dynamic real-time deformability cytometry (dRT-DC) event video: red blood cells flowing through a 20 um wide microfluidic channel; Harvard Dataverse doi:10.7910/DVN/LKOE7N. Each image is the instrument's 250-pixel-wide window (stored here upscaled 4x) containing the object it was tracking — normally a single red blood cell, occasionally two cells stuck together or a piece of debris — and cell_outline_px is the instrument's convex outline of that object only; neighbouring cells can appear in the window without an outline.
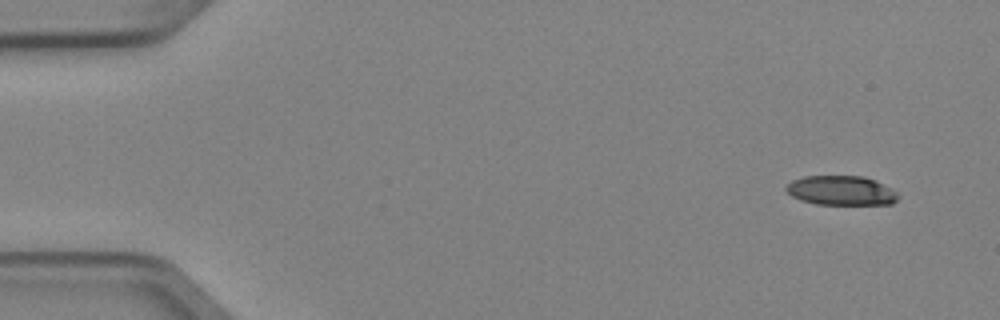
{"species": "Egyptian fruit bat (a non-hibernating species)", "species_latin": "Rousettus aegyptiacus", "temperature_condition": "cold", "stored_images_in_passage": 4, "camera_frame_rate_fps": 3000, "um_per_image_px": 0.085, "animal": {"sex": "female"}, "frame": {"image": 1, "passage_image": 1, "time_ms": 0.0, "image_size_px": [1000, 320], "cell_outline_px": [[900, 196], [892, 204], [816, 204], [800, 200], [792, 196], [784, 188], [792, 180], [804, 176], [864, 176], [876, 180], [896, 192]], "centroid_in_image_um": [71.49, 16.19], "position_along_channel_um": 13.5, "area_um2": 19.19}}
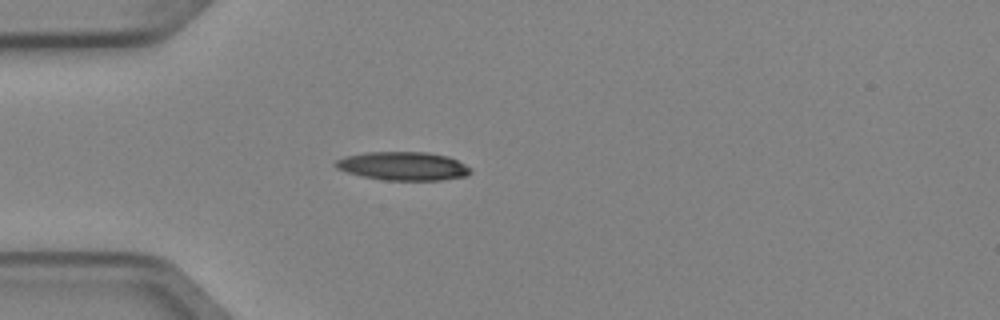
{"frame": {"image": 2, "passage_image": 4, "time_ms": 1.0, "image_size_px": [1000, 320], "cell_outline_px": [[472, 172], [468, 176], [440, 180], [384, 180], [360, 176], [336, 168], [332, 164], [336, 160], [344, 156], [364, 152], [428, 152], [448, 156], [472, 168]], "centroid_in_image_um": [34.25, 14.11], "position_along_channel_um": 50.7, "area_um2": 22.66}}